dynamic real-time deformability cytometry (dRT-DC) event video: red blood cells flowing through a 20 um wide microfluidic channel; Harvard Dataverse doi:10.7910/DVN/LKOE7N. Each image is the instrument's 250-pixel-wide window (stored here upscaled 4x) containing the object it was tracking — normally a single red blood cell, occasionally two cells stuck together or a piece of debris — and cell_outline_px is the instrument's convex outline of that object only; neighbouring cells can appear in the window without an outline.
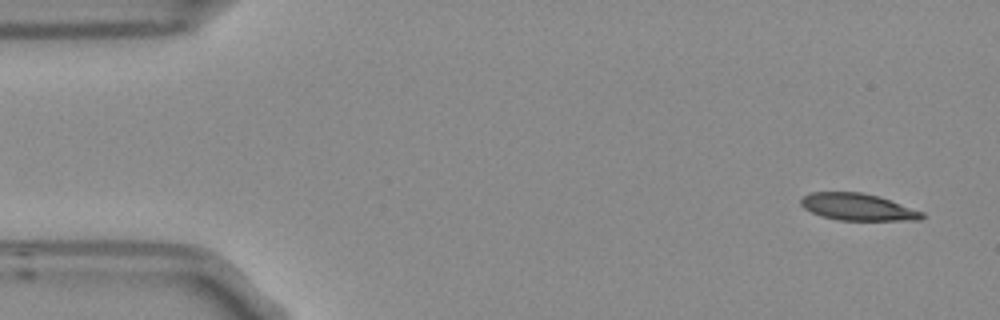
{"species": "Egyptian fruit bat (a non-hibernating species)", "species_latin": "Rousettus aegyptiacus", "temperature_condition": "room temperature", "stored_images_in_passage": 5, "camera_frame_rate_fps": 3000, "um_per_image_px": 0.085, "frame": {"image": 1, "passage_image": 1, "time_ms": 0.0, "image_size_px": [1000, 320], "cell_outline_px": [[924, 216], [920, 220], [836, 220], [820, 216], [804, 208], [800, 204], [800, 200], [804, 196], [812, 192], [860, 192], [876, 196], [924, 212]], "centroid_in_image_um": [72.87, 17.6], "position_along_channel_um": 12.1, "area_um2": 18.79}}